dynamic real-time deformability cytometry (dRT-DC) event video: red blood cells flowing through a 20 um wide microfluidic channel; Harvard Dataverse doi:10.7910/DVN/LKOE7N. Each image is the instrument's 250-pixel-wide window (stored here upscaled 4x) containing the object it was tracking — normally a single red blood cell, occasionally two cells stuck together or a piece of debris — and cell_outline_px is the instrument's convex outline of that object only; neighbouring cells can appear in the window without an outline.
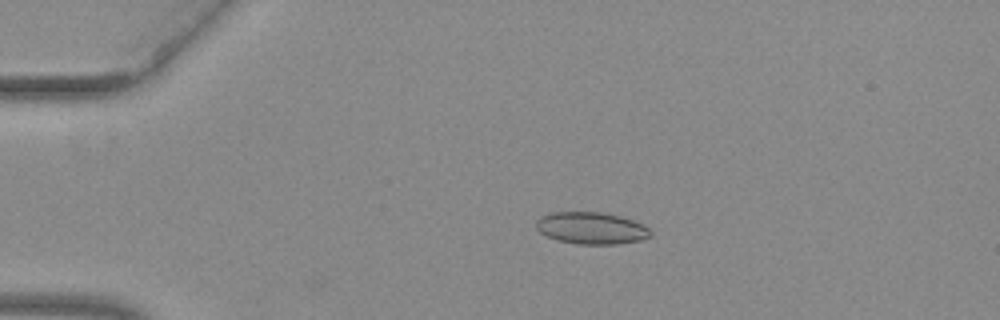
{"species": "common noctule bat (a hibernating species)", "species_latin": "Nyctalus noctula", "temperature_condition": "warm", "stored_images_in_passage": 41, "camera_frame_rate_fps": 3000, "um_per_image_px": 0.085, "animal": {"sex": "female", "body_mass_g": 29.2, "forearm_length_mm": 56.3}, "frame": {"image": 1, "passage_image": 5, "time_ms": 1.333, "image_size_px": [1000, 320], "cell_outline_px": [[652, 236], [640, 240], [616, 244], [576, 244], [560, 240], [548, 236], [540, 232], [536, 228], [536, 220], [552, 212], [600, 212], [620, 216], [644, 224], [652, 232]], "centroid_in_image_um": [50.3, 19.39], "position_along_channel_um": 34.7, "area_um2": 21.15}}
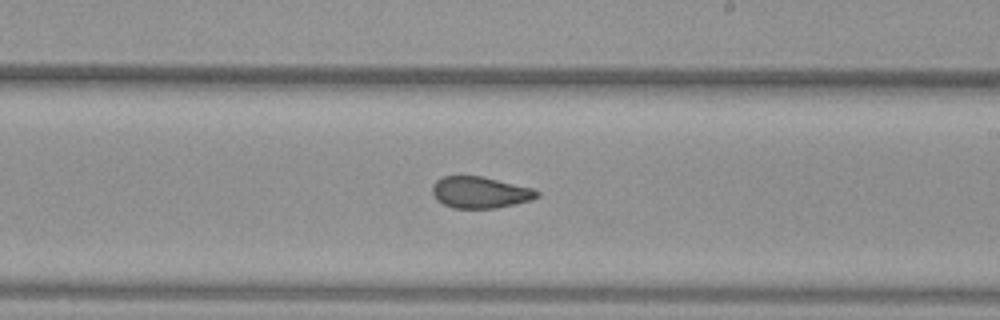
{"frame": {"image": 2, "passage_image": 25, "time_ms": 8.0, "image_size_px": [1000, 320], "cell_outline_px": [[540, 196], [532, 200], [496, 208], [452, 208], [436, 200], [432, 192], [432, 184], [436, 180], [444, 176], [484, 176], [532, 188], [540, 192]], "centroid_in_image_um": [40.81, 16.35], "position_along_channel_um": 248.2, "area_um2": 19.36}}
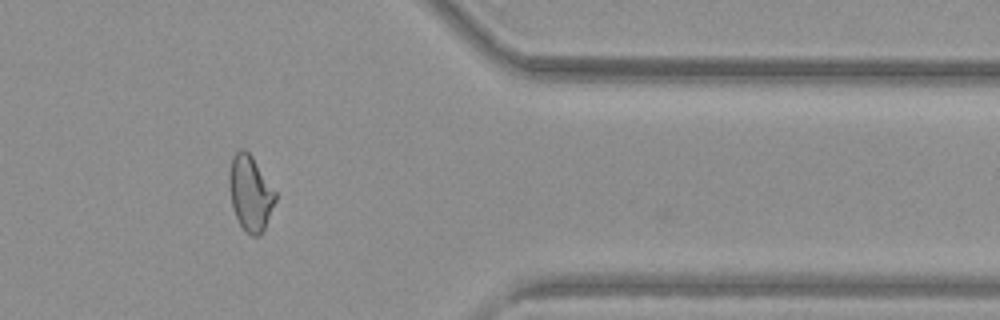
{"frame": {"image": 3, "passage_image": 37, "time_ms": 12.0, "image_size_px": [1000, 320], "cell_outline_px": [[276, 200], [264, 228], [260, 236], [252, 236], [244, 232], [232, 208], [228, 184], [228, 172], [232, 156], [240, 148], [244, 148], [252, 156], [276, 192]], "centroid_in_image_um": [21.25, 16.41], "position_along_channel_um": 390.2, "area_um2": 20.4}, "authors_computed_cell_mechanics": {"area_um2": 19.9988, "velocity_mm_per_s": 3.9783, "shape_relaxation_time_tau1_ms": null, "shape_relaxation_time_tau2_ms": 1.4421, "deformation_change_tau1": null, "deformation_change_tau2": 0.0783}}